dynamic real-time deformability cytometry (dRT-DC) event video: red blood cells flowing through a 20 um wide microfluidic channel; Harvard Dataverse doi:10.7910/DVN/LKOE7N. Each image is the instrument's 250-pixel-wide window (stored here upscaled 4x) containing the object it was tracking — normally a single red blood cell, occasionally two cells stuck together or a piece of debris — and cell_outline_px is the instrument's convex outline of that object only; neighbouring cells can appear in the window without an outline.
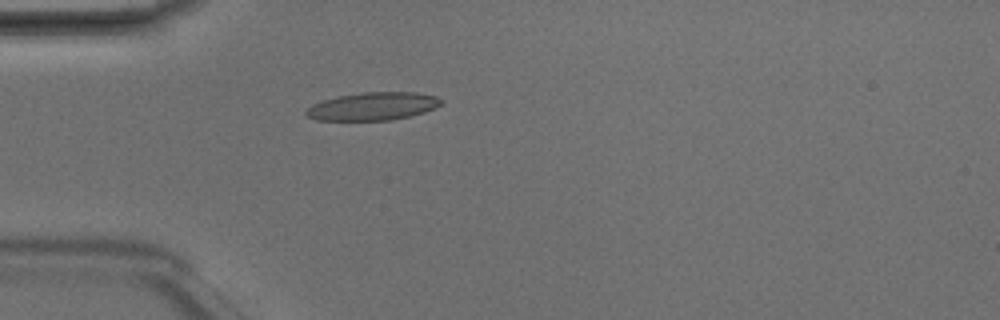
{"species": "Egyptian fruit bat (a non-hibernating species)", "species_latin": "Rousettus aegyptiacus", "temperature_condition": "room temperature", "stored_images_in_passage": 4, "camera_frame_rate_fps": 3000, "um_per_image_px": 0.085, "animal": {"sex": "male"}, "frame": {"image": 1, "passage_image": 4, "time_ms": 1.0, "image_size_px": [1000, 320], "cell_outline_px": [[444, 100], [436, 108], [424, 112], [392, 120], [316, 120], [308, 116], [304, 112], [312, 104], [324, 100], [340, 96], [364, 92], [416, 92], [436, 96]], "centroid_in_image_um": [31.72, 9.03], "position_along_channel_um": 53.3, "area_um2": 21.85}}